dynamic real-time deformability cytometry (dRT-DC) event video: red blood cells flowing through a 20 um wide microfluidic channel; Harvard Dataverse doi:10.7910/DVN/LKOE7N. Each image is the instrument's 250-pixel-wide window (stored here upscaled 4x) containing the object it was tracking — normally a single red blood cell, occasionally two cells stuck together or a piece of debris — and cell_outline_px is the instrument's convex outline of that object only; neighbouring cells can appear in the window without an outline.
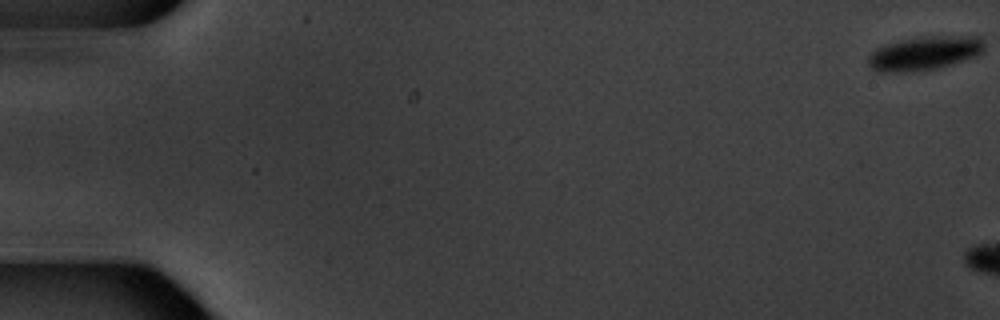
{"species": "common noctule bat (a hibernating species)", "species_latin": "Nyctalus noctula", "temperature_condition": "warm", "stored_images_in_passage": 3, "camera_frame_rate_fps": 3000, "um_per_image_px": 0.085, "animal": {"sex": "male", "body_mass_g": 20.1, "forearm_length_mm": 53.5}, "frame": {"image": 1, "passage_image": 1, "time_ms": 0.0, "image_size_px": [1000, 320], "cell_outline_px": [[984, 52], [976, 56], [952, 64], [920, 72], [880, 72], [872, 68], [868, 64], [868, 56], [876, 48], [888, 44], [904, 40], [924, 36], [980, 36], [984, 40]], "centroid_in_image_um": [78.62, 4.53], "position_along_channel_um": 6.4, "area_um2": 23.0}}